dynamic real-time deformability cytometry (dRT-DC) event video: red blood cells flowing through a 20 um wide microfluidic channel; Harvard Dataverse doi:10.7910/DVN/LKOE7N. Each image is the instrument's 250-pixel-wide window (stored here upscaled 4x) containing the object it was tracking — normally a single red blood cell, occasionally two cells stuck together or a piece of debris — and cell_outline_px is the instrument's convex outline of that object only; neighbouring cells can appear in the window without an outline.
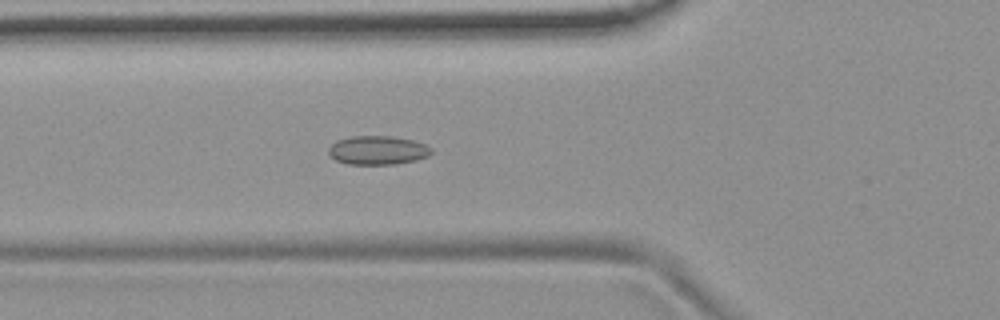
{"species": "common noctule bat (a hibernating species)", "species_latin": "Nyctalus noctula", "temperature_condition": "room temperature", "stored_images_in_passage": 5, "camera_frame_rate_fps": 3000, "um_per_image_px": 0.085, "animal": {"sex": "female", "body_mass_g": 19.9}, "frame": {"image": 1, "passage_image": 5, "time_ms": 1.333, "image_size_px": [1000, 320], "cell_outline_px": [[432, 152], [428, 156], [416, 160], [396, 164], [348, 164], [336, 160], [328, 152], [328, 148], [336, 140], [352, 136], [392, 136], [412, 140], [424, 144], [432, 148]], "centroid_in_image_um": [32.1, 12.77], "position_along_channel_um": 93.7, "area_um2": 17.22}}